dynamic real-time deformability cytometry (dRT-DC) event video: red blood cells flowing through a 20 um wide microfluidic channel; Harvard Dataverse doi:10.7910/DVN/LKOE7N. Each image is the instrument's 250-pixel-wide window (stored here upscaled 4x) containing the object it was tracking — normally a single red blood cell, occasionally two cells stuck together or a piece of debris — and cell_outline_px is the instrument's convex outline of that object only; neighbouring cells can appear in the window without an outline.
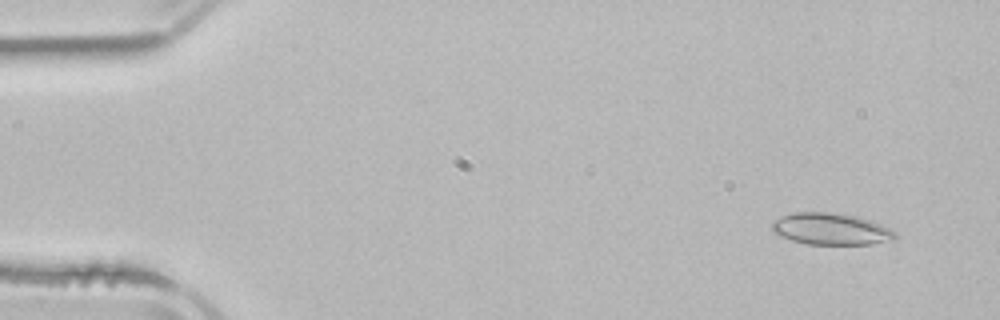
{"species": "common noctule bat (a hibernating species)", "species_latin": "Nyctalus noctula", "temperature_condition": "room temperature", "stored_images_in_passage": 4, "camera_frame_rate_fps": 3000, "um_per_image_px": 0.085, "animal": {"sex": "male", "body_mass_g": 21.5, "forearm_length_mm": 52.0}, "frame": {"image": 1, "passage_image": 1, "time_ms": 0.0, "image_size_px": [1000, 320], "cell_outline_px": [[896, 236], [892, 240], [872, 244], [808, 244], [792, 240], [780, 236], [772, 232], [772, 220], [780, 216], [792, 212], [828, 212], [852, 216], [872, 220], [896, 232]], "centroid_in_image_um": [70.58, 19.46], "position_along_channel_um": 14.4, "area_um2": 22.72}}
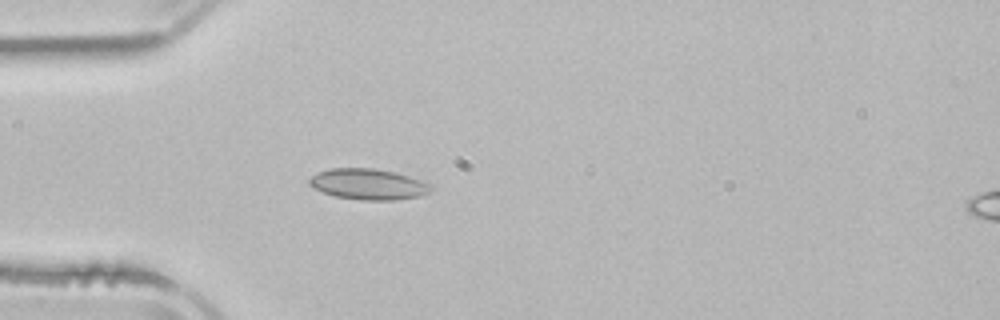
{"frame": {"image": 2, "passage_image": 4, "time_ms": 3.667, "image_size_px": [1000, 320], "cell_outline_px": [[432, 192], [420, 196], [396, 200], [360, 200], [336, 196], [324, 192], [308, 184], [308, 180], [312, 176], [320, 172], [332, 168], [372, 168], [396, 172], [432, 184]], "centroid_in_image_um": [31.36, 15.66], "position_along_channel_um": 53.6, "area_um2": 21.79}}